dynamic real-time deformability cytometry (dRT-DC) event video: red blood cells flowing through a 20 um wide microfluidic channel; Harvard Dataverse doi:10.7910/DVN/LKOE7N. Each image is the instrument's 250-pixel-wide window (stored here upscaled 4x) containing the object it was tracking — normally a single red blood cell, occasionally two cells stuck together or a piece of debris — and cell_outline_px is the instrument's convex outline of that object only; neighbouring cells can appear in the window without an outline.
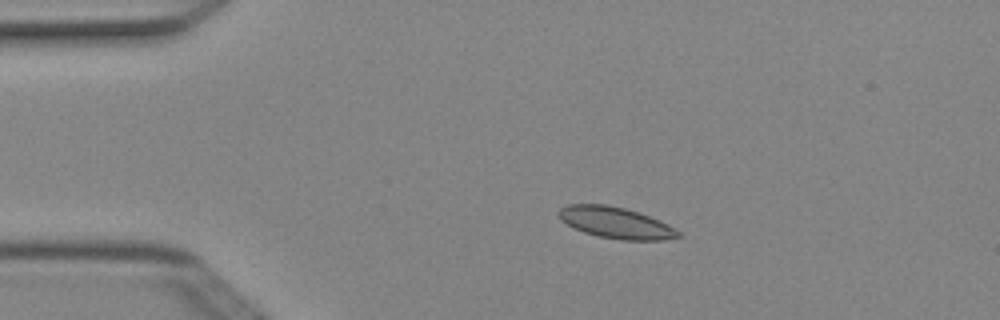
{"species": "Egyptian fruit bat (a non-hibernating species)", "species_latin": "Rousettus aegyptiacus", "temperature_condition": "cold", "stored_images_in_passage": 3, "camera_frame_rate_fps": 3000, "um_per_image_px": 0.085, "animal": {"sex": "female"}, "frame": {"image": 1, "passage_image": 2, "time_ms": 0.333, "image_size_px": [1000, 320], "cell_outline_px": [[684, 236], [664, 240], [620, 240], [596, 236], [584, 232], [560, 220], [556, 212], [560, 208], [568, 204], [608, 204], [640, 212], [668, 224], [680, 232]], "centroid_in_image_um": [52.35, 18.93], "position_along_channel_um": 32.7, "area_um2": 22.02}}